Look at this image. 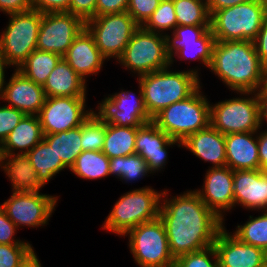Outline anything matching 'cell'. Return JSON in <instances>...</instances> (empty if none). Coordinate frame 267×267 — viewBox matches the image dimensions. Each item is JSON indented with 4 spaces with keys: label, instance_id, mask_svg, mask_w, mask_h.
<instances>
[{
    "label": "cell",
    "instance_id": "6da1fadb",
    "mask_svg": "<svg viewBox=\"0 0 267 267\" xmlns=\"http://www.w3.org/2000/svg\"><path fill=\"white\" fill-rule=\"evenodd\" d=\"M163 189L159 218L164 223L174 259L214 245L226 225L210 210L193 189L172 195Z\"/></svg>",
    "mask_w": 267,
    "mask_h": 267
},
{
    "label": "cell",
    "instance_id": "7a4b0ae2",
    "mask_svg": "<svg viewBox=\"0 0 267 267\" xmlns=\"http://www.w3.org/2000/svg\"><path fill=\"white\" fill-rule=\"evenodd\" d=\"M208 70L232 92L263 89L266 68L253 41H215Z\"/></svg>",
    "mask_w": 267,
    "mask_h": 267
},
{
    "label": "cell",
    "instance_id": "3957f363",
    "mask_svg": "<svg viewBox=\"0 0 267 267\" xmlns=\"http://www.w3.org/2000/svg\"><path fill=\"white\" fill-rule=\"evenodd\" d=\"M144 98L146 110L153 118L162 109L175 102L187 99L202 84L194 72L176 69L173 66L137 77Z\"/></svg>",
    "mask_w": 267,
    "mask_h": 267
},
{
    "label": "cell",
    "instance_id": "277c9868",
    "mask_svg": "<svg viewBox=\"0 0 267 267\" xmlns=\"http://www.w3.org/2000/svg\"><path fill=\"white\" fill-rule=\"evenodd\" d=\"M163 190H156L152 186L131 189L114 202L101 229L106 233L123 237L129 230L159 217Z\"/></svg>",
    "mask_w": 267,
    "mask_h": 267
},
{
    "label": "cell",
    "instance_id": "5b68a950",
    "mask_svg": "<svg viewBox=\"0 0 267 267\" xmlns=\"http://www.w3.org/2000/svg\"><path fill=\"white\" fill-rule=\"evenodd\" d=\"M203 84L187 99L162 109L152 122L170 138L182 142L187 136L210 125V101Z\"/></svg>",
    "mask_w": 267,
    "mask_h": 267
},
{
    "label": "cell",
    "instance_id": "8992f818",
    "mask_svg": "<svg viewBox=\"0 0 267 267\" xmlns=\"http://www.w3.org/2000/svg\"><path fill=\"white\" fill-rule=\"evenodd\" d=\"M266 18L267 0H251L215 11L210 29L215 41H253Z\"/></svg>",
    "mask_w": 267,
    "mask_h": 267
},
{
    "label": "cell",
    "instance_id": "52a82bcc",
    "mask_svg": "<svg viewBox=\"0 0 267 267\" xmlns=\"http://www.w3.org/2000/svg\"><path fill=\"white\" fill-rule=\"evenodd\" d=\"M167 36L140 26L115 64L137 78L170 66Z\"/></svg>",
    "mask_w": 267,
    "mask_h": 267
},
{
    "label": "cell",
    "instance_id": "ba28073f",
    "mask_svg": "<svg viewBox=\"0 0 267 267\" xmlns=\"http://www.w3.org/2000/svg\"><path fill=\"white\" fill-rule=\"evenodd\" d=\"M6 16L8 23L0 30V49L6 63L17 69L37 49L42 13L32 8Z\"/></svg>",
    "mask_w": 267,
    "mask_h": 267
},
{
    "label": "cell",
    "instance_id": "9c48e42d",
    "mask_svg": "<svg viewBox=\"0 0 267 267\" xmlns=\"http://www.w3.org/2000/svg\"><path fill=\"white\" fill-rule=\"evenodd\" d=\"M233 94L235 97L210 102V124L224 135L257 132L260 129L258 92Z\"/></svg>",
    "mask_w": 267,
    "mask_h": 267
},
{
    "label": "cell",
    "instance_id": "30bf717a",
    "mask_svg": "<svg viewBox=\"0 0 267 267\" xmlns=\"http://www.w3.org/2000/svg\"><path fill=\"white\" fill-rule=\"evenodd\" d=\"M214 43L215 38L210 26H176L173 32L167 36L170 65L175 66L177 62L182 63L183 61L186 64H188L187 61L189 63L199 62V65L188 70L200 78L202 77V67L208 70L211 63Z\"/></svg>",
    "mask_w": 267,
    "mask_h": 267
},
{
    "label": "cell",
    "instance_id": "8fae6325",
    "mask_svg": "<svg viewBox=\"0 0 267 267\" xmlns=\"http://www.w3.org/2000/svg\"><path fill=\"white\" fill-rule=\"evenodd\" d=\"M128 238L129 252L139 267H171L174 265L166 229L162 220L144 222L129 230L123 238Z\"/></svg>",
    "mask_w": 267,
    "mask_h": 267
},
{
    "label": "cell",
    "instance_id": "7c38bea8",
    "mask_svg": "<svg viewBox=\"0 0 267 267\" xmlns=\"http://www.w3.org/2000/svg\"><path fill=\"white\" fill-rule=\"evenodd\" d=\"M139 27L127 11L95 16L85 21V28L93 36L102 56L107 61L115 60V63Z\"/></svg>",
    "mask_w": 267,
    "mask_h": 267
},
{
    "label": "cell",
    "instance_id": "4fadbf2b",
    "mask_svg": "<svg viewBox=\"0 0 267 267\" xmlns=\"http://www.w3.org/2000/svg\"><path fill=\"white\" fill-rule=\"evenodd\" d=\"M60 195L42 192L11 191V195L0 206L18 230L43 228L49 224Z\"/></svg>",
    "mask_w": 267,
    "mask_h": 267
},
{
    "label": "cell",
    "instance_id": "5bb4252c",
    "mask_svg": "<svg viewBox=\"0 0 267 267\" xmlns=\"http://www.w3.org/2000/svg\"><path fill=\"white\" fill-rule=\"evenodd\" d=\"M136 82L137 92L122 87L118 88V92L105 94V97L98 101L95 111L106 123L120 127H141L152 121L144 104L141 85L139 81Z\"/></svg>",
    "mask_w": 267,
    "mask_h": 267
},
{
    "label": "cell",
    "instance_id": "9a60e30c",
    "mask_svg": "<svg viewBox=\"0 0 267 267\" xmlns=\"http://www.w3.org/2000/svg\"><path fill=\"white\" fill-rule=\"evenodd\" d=\"M87 97H46L37 115L43 135L55 134L81 126L95 111Z\"/></svg>",
    "mask_w": 267,
    "mask_h": 267
},
{
    "label": "cell",
    "instance_id": "2e32d148",
    "mask_svg": "<svg viewBox=\"0 0 267 267\" xmlns=\"http://www.w3.org/2000/svg\"><path fill=\"white\" fill-rule=\"evenodd\" d=\"M85 28V21L72 13H42L37 50L63 57L73 40Z\"/></svg>",
    "mask_w": 267,
    "mask_h": 267
},
{
    "label": "cell",
    "instance_id": "e0dca14e",
    "mask_svg": "<svg viewBox=\"0 0 267 267\" xmlns=\"http://www.w3.org/2000/svg\"><path fill=\"white\" fill-rule=\"evenodd\" d=\"M203 186L194 189L204 204L222 221L234 210L233 170L229 167L206 169Z\"/></svg>",
    "mask_w": 267,
    "mask_h": 267
},
{
    "label": "cell",
    "instance_id": "ac0fdd59",
    "mask_svg": "<svg viewBox=\"0 0 267 267\" xmlns=\"http://www.w3.org/2000/svg\"><path fill=\"white\" fill-rule=\"evenodd\" d=\"M11 71L13 73L10 77L7 75L0 86L2 103L25 115H38L46 100L42 85L26 78L17 69Z\"/></svg>",
    "mask_w": 267,
    "mask_h": 267
},
{
    "label": "cell",
    "instance_id": "d6986e66",
    "mask_svg": "<svg viewBox=\"0 0 267 267\" xmlns=\"http://www.w3.org/2000/svg\"><path fill=\"white\" fill-rule=\"evenodd\" d=\"M175 146L180 149L181 142L170 138L152 121L137 127L136 154H139L145 160L152 175L161 173V171L164 172L165 166L169 162L168 150Z\"/></svg>",
    "mask_w": 267,
    "mask_h": 267
},
{
    "label": "cell",
    "instance_id": "ffe728a7",
    "mask_svg": "<svg viewBox=\"0 0 267 267\" xmlns=\"http://www.w3.org/2000/svg\"><path fill=\"white\" fill-rule=\"evenodd\" d=\"M219 267H259L267 262L262 248L241 242L224 226L214 242Z\"/></svg>",
    "mask_w": 267,
    "mask_h": 267
},
{
    "label": "cell",
    "instance_id": "44dd1931",
    "mask_svg": "<svg viewBox=\"0 0 267 267\" xmlns=\"http://www.w3.org/2000/svg\"><path fill=\"white\" fill-rule=\"evenodd\" d=\"M234 210L267 211V171H233Z\"/></svg>",
    "mask_w": 267,
    "mask_h": 267
},
{
    "label": "cell",
    "instance_id": "7402d4cb",
    "mask_svg": "<svg viewBox=\"0 0 267 267\" xmlns=\"http://www.w3.org/2000/svg\"><path fill=\"white\" fill-rule=\"evenodd\" d=\"M63 58L86 82H88V78H91V75H99L101 70L103 71L104 64L108 63L86 28L73 40Z\"/></svg>",
    "mask_w": 267,
    "mask_h": 267
},
{
    "label": "cell",
    "instance_id": "603a6c76",
    "mask_svg": "<svg viewBox=\"0 0 267 267\" xmlns=\"http://www.w3.org/2000/svg\"><path fill=\"white\" fill-rule=\"evenodd\" d=\"M181 148L187 149L204 163H210L208 168L226 166L225 135L211 124L187 136L181 142Z\"/></svg>",
    "mask_w": 267,
    "mask_h": 267
},
{
    "label": "cell",
    "instance_id": "cb8c5ba5",
    "mask_svg": "<svg viewBox=\"0 0 267 267\" xmlns=\"http://www.w3.org/2000/svg\"><path fill=\"white\" fill-rule=\"evenodd\" d=\"M226 166L231 170H259L257 132L225 135Z\"/></svg>",
    "mask_w": 267,
    "mask_h": 267
},
{
    "label": "cell",
    "instance_id": "d4e9b609",
    "mask_svg": "<svg viewBox=\"0 0 267 267\" xmlns=\"http://www.w3.org/2000/svg\"><path fill=\"white\" fill-rule=\"evenodd\" d=\"M0 170L9 179L11 191L41 192L45 187L27 154L1 153Z\"/></svg>",
    "mask_w": 267,
    "mask_h": 267
},
{
    "label": "cell",
    "instance_id": "484cf974",
    "mask_svg": "<svg viewBox=\"0 0 267 267\" xmlns=\"http://www.w3.org/2000/svg\"><path fill=\"white\" fill-rule=\"evenodd\" d=\"M46 97H87L88 84L62 57L42 86Z\"/></svg>",
    "mask_w": 267,
    "mask_h": 267
},
{
    "label": "cell",
    "instance_id": "4316f807",
    "mask_svg": "<svg viewBox=\"0 0 267 267\" xmlns=\"http://www.w3.org/2000/svg\"><path fill=\"white\" fill-rule=\"evenodd\" d=\"M43 139L37 115H25L1 144V153L27 154Z\"/></svg>",
    "mask_w": 267,
    "mask_h": 267
},
{
    "label": "cell",
    "instance_id": "83f0119b",
    "mask_svg": "<svg viewBox=\"0 0 267 267\" xmlns=\"http://www.w3.org/2000/svg\"><path fill=\"white\" fill-rule=\"evenodd\" d=\"M32 166L37 172V177L46 186L54 180L61 171L69 169L63 164L61 157L57 156L54 149L42 139L27 153Z\"/></svg>",
    "mask_w": 267,
    "mask_h": 267
},
{
    "label": "cell",
    "instance_id": "f1b7e54d",
    "mask_svg": "<svg viewBox=\"0 0 267 267\" xmlns=\"http://www.w3.org/2000/svg\"><path fill=\"white\" fill-rule=\"evenodd\" d=\"M137 127H120L106 123V134L102 152L110 159L136 154Z\"/></svg>",
    "mask_w": 267,
    "mask_h": 267
},
{
    "label": "cell",
    "instance_id": "f546056e",
    "mask_svg": "<svg viewBox=\"0 0 267 267\" xmlns=\"http://www.w3.org/2000/svg\"><path fill=\"white\" fill-rule=\"evenodd\" d=\"M43 139L61 157L63 164L70 170L76 158L83 151L81 145V126L55 134L43 135Z\"/></svg>",
    "mask_w": 267,
    "mask_h": 267
},
{
    "label": "cell",
    "instance_id": "4dcf8cb0",
    "mask_svg": "<svg viewBox=\"0 0 267 267\" xmlns=\"http://www.w3.org/2000/svg\"><path fill=\"white\" fill-rule=\"evenodd\" d=\"M69 171L81 180L108 178L109 158L102 151H82Z\"/></svg>",
    "mask_w": 267,
    "mask_h": 267
},
{
    "label": "cell",
    "instance_id": "1f68e13d",
    "mask_svg": "<svg viewBox=\"0 0 267 267\" xmlns=\"http://www.w3.org/2000/svg\"><path fill=\"white\" fill-rule=\"evenodd\" d=\"M109 171L110 176L129 185L153 176L148 170L147 163L139 154L110 158Z\"/></svg>",
    "mask_w": 267,
    "mask_h": 267
},
{
    "label": "cell",
    "instance_id": "d6a6232c",
    "mask_svg": "<svg viewBox=\"0 0 267 267\" xmlns=\"http://www.w3.org/2000/svg\"><path fill=\"white\" fill-rule=\"evenodd\" d=\"M61 58L62 57L56 53L36 49L17 68V70L26 78L43 86Z\"/></svg>",
    "mask_w": 267,
    "mask_h": 267
},
{
    "label": "cell",
    "instance_id": "836d02e7",
    "mask_svg": "<svg viewBox=\"0 0 267 267\" xmlns=\"http://www.w3.org/2000/svg\"><path fill=\"white\" fill-rule=\"evenodd\" d=\"M249 215L245 223H237L231 232L241 242L262 248L267 252V211Z\"/></svg>",
    "mask_w": 267,
    "mask_h": 267
},
{
    "label": "cell",
    "instance_id": "e575fe53",
    "mask_svg": "<svg viewBox=\"0 0 267 267\" xmlns=\"http://www.w3.org/2000/svg\"><path fill=\"white\" fill-rule=\"evenodd\" d=\"M177 26H210L207 0H173Z\"/></svg>",
    "mask_w": 267,
    "mask_h": 267
},
{
    "label": "cell",
    "instance_id": "d590c367",
    "mask_svg": "<svg viewBox=\"0 0 267 267\" xmlns=\"http://www.w3.org/2000/svg\"><path fill=\"white\" fill-rule=\"evenodd\" d=\"M176 26L177 19L173 0H161L159 6L142 27L145 30L168 36Z\"/></svg>",
    "mask_w": 267,
    "mask_h": 267
},
{
    "label": "cell",
    "instance_id": "8d00e7d4",
    "mask_svg": "<svg viewBox=\"0 0 267 267\" xmlns=\"http://www.w3.org/2000/svg\"><path fill=\"white\" fill-rule=\"evenodd\" d=\"M106 134V122L94 111L81 125L83 151H102Z\"/></svg>",
    "mask_w": 267,
    "mask_h": 267
},
{
    "label": "cell",
    "instance_id": "74e56055",
    "mask_svg": "<svg viewBox=\"0 0 267 267\" xmlns=\"http://www.w3.org/2000/svg\"><path fill=\"white\" fill-rule=\"evenodd\" d=\"M174 265L176 267H219V260L216 249L212 245L176 258Z\"/></svg>",
    "mask_w": 267,
    "mask_h": 267
},
{
    "label": "cell",
    "instance_id": "f35d334b",
    "mask_svg": "<svg viewBox=\"0 0 267 267\" xmlns=\"http://www.w3.org/2000/svg\"><path fill=\"white\" fill-rule=\"evenodd\" d=\"M34 250L32 244H0V267H20Z\"/></svg>",
    "mask_w": 267,
    "mask_h": 267
},
{
    "label": "cell",
    "instance_id": "ab89813d",
    "mask_svg": "<svg viewBox=\"0 0 267 267\" xmlns=\"http://www.w3.org/2000/svg\"><path fill=\"white\" fill-rule=\"evenodd\" d=\"M160 2L161 0H129L127 12L139 26H143L159 6Z\"/></svg>",
    "mask_w": 267,
    "mask_h": 267
},
{
    "label": "cell",
    "instance_id": "60d3db41",
    "mask_svg": "<svg viewBox=\"0 0 267 267\" xmlns=\"http://www.w3.org/2000/svg\"><path fill=\"white\" fill-rule=\"evenodd\" d=\"M25 116L20 110L0 103V143L7 138L8 134L18 125Z\"/></svg>",
    "mask_w": 267,
    "mask_h": 267
},
{
    "label": "cell",
    "instance_id": "b9f144b4",
    "mask_svg": "<svg viewBox=\"0 0 267 267\" xmlns=\"http://www.w3.org/2000/svg\"><path fill=\"white\" fill-rule=\"evenodd\" d=\"M18 228L7 217L5 210L0 206V244H31V241L17 237Z\"/></svg>",
    "mask_w": 267,
    "mask_h": 267
},
{
    "label": "cell",
    "instance_id": "7bdbcfd3",
    "mask_svg": "<svg viewBox=\"0 0 267 267\" xmlns=\"http://www.w3.org/2000/svg\"><path fill=\"white\" fill-rule=\"evenodd\" d=\"M96 3L97 0H70L68 12L87 21L95 17Z\"/></svg>",
    "mask_w": 267,
    "mask_h": 267
},
{
    "label": "cell",
    "instance_id": "ee69618b",
    "mask_svg": "<svg viewBox=\"0 0 267 267\" xmlns=\"http://www.w3.org/2000/svg\"><path fill=\"white\" fill-rule=\"evenodd\" d=\"M70 0H32L33 9L40 13H59L69 11Z\"/></svg>",
    "mask_w": 267,
    "mask_h": 267
},
{
    "label": "cell",
    "instance_id": "f6af8a7d",
    "mask_svg": "<svg viewBox=\"0 0 267 267\" xmlns=\"http://www.w3.org/2000/svg\"><path fill=\"white\" fill-rule=\"evenodd\" d=\"M129 0H97L95 16L126 12Z\"/></svg>",
    "mask_w": 267,
    "mask_h": 267
},
{
    "label": "cell",
    "instance_id": "bcb514c9",
    "mask_svg": "<svg viewBox=\"0 0 267 267\" xmlns=\"http://www.w3.org/2000/svg\"><path fill=\"white\" fill-rule=\"evenodd\" d=\"M253 43L262 65L267 69V18L264 20Z\"/></svg>",
    "mask_w": 267,
    "mask_h": 267
},
{
    "label": "cell",
    "instance_id": "7dc6e473",
    "mask_svg": "<svg viewBox=\"0 0 267 267\" xmlns=\"http://www.w3.org/2000/svg\"><path fill=\"white\" fill-rule=\"evenodd\" d=\"M32 8V0H0V13L2 12L4 16L29 11Z\"/></svg>",
    "mask_w": 267,
    "mask_h": 267
},
{
    "label": "cell",
    "instance_id": "c3c4849f",
    "mask_svg": "<svg viewBox=\"0 0 267 267\" xmlns=\"http://www.w3.org/2000/svg\"><path fill=\"white\" fill-rule=\"evenodd\" d=\"M260 128L257 131L258 155L260 170L267 171V129Z\"/></svg>",
    "mask_w": 267,
    "mask_h": 267
},
{
    "label": "cell",
    "instance_id": "681fc988",
    "mask_svg": "<svg viewBox=\"0 0 267 267\" xmlns=\"http://www.w3.org/2000/svg\"><path fill=\"white\" fill-rule=\"evenodd\" d=\"M251 0H207V9L210 16L218 10L246 3Z\"/></svg>",
    "mask_w": 267,
    "mask_h": 267
},
{
    "label": "cell",
    "instance_id": "f907efd6",
    "mask_svg": "<svg viewBox=\"0 0 267 267\" xmlns=\"http://www.w3.org/2000/svg\"><path fill=\"white\" fill-rule=\"evenodd\" d=\"M258 102L260 128H264L265 125L267 127V94L263 90L258 91Z\"/></svg>",
    "mask_w": 267,
    "mask_h": 267
},
{
    "label": "cell",
    "instance_id": "816d5d0a",
    "mask_svg": "<svg viewBox=\"0 0 267 267\" xmlns=\"http://www.w3.org/2000/svg\"><path fill=\"white\" fill-rule=\"evenodd\" d=\"M20 267H43L39 256H37L36 251L34 250L27 259L21 264Z\"/></svg>",
    "mask_w": 267,
    "mask_h": 267
},
{
    "label": "cell",
    "instance_id": "f5cc1de1",
    "mask_svg": "<svg viewBox=\"0 0 267 267\" xmlns=\"http://www.w3.org/2000/svg\"><path fill=\"white\" fill-rule=\"evenodd\" d=\"M11 67L6 63V60L2 54V51L0 49V86H1V83L3 82V80L5 79V77L7 76L6 74H9L7 73V70Z\"/></svg>",
    "mask_w": 267,
    "mask_h": 267
},
{
    "label": "cell",
    "instance_id": "db71d44e",
    "mask_svg": "<svg viewBox=\"0 0 267 267\" xmlns=\"http://www.w3.org/2000/svg\"><path fill=\"white\" fill-rule=\"evenodd\" d=\"M262 90L267 94V69L265 71L264 85Z\"/></svg>",
    "mask_w": 267,
    "mask_h": 267
},
{
    "label": "cell",
    "instance_id": "11a10c76",
    "mask_svg": "<svg viewBox=\"0 0 267 267\" xmlns=\"http://www.w3.org/2000/svg\"><path fill=\"white\" fill-rule=\"evenodd\" d=\"M259 267H267V262L264 263L263 265L259 266Z\"/></svg>",
    "mask_w": 267,
    "mask_h": 267
}]
</instances>
